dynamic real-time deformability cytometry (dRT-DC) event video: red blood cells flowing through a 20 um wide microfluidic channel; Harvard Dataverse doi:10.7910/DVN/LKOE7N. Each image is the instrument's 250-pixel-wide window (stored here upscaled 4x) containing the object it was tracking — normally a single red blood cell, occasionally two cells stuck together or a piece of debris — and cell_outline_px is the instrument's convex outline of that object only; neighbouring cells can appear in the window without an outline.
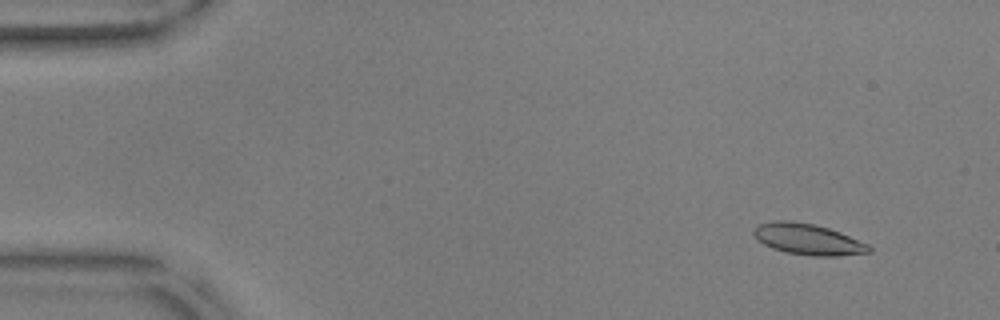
{"species": "common noctule bat (a hibernating species)", "species_latin": "Nyctalus noctula", "temperature_condition": "warm", "stored_images_in_passage": 56, "camera_frame_rate_fps": 3000, "um_per_image_px": 0.085, "animal": {"sex": "male", "body_mass_g": 17.9, "forearm_length_mm": 54.2}, "frame": {"image": 1, "passage_image": 5, "time_ms": 1.333, "image_size_px": [1000, 320], "cell_outline_px": [[872, 252], [836, 256], [812, 256], [784, 252], [772, 248], [756, 240], [752, 232], [760, 224], [772, 220], [792, 220], [812, 224], [828, 228], [840, 232], [868, 244], [872, 248]], "centroid_in_image_um": [68.66, 20.34], "position_along_channel_um": 16.3, "area_um2": 20.92}}
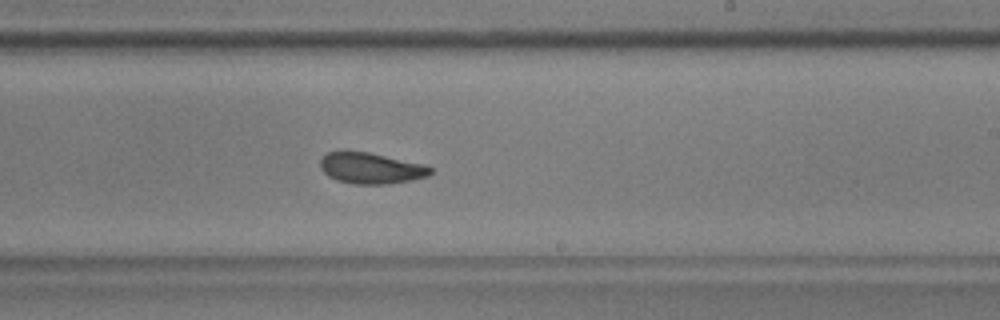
{"frame": {"image": 2, "passage_image": 34, "time_ms": 11.0, "image_size_px": [1000, 320], "cell_outline_px": [[432, 172], [428, 176], [412, 180], [388, 184], [352, 184], [336, 180], [328, 176], [320, 168], [320, 160], [328, 152], [340, 148], [344, 148], [368, 152], [424, 164], [432, 168]], "centroid_in_image_um": [31.47, 14.27], "position_along_channel_um": 257.5, "area_um2": 20.46}}
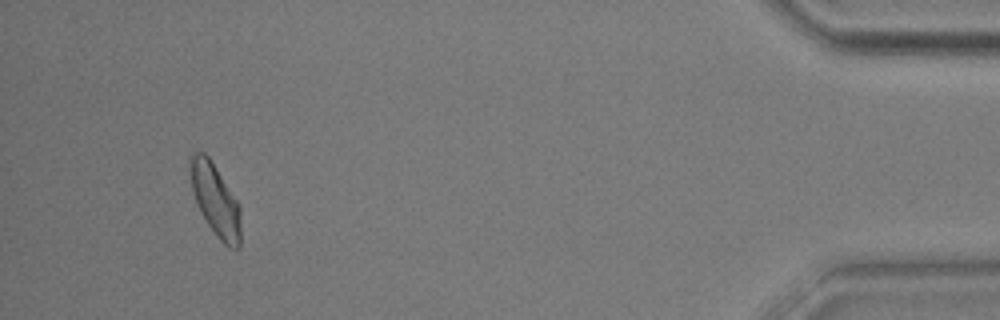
{"frame": {"image": 3, "passage_image": 53, "time_ms": 17.333, "image_size_px": [1000, 320], "cell_outline_px": [[240, 248], [228, 248], [216, 236], [200, 212], [196, 204], [192, 192], [188, 168], [188, 156], [192, 152], [204, 152], [208, 156], [240, 204]], "centroid_in_image_um": [18.27, 16.97], "position_along_channel_um": 416.9, "area_um2": 21.62}, "authors_computed_cell_mechanics": {"area_um2": 20.519, "velocity_mm_per_s": 3.5867, "shape_relaxation_time_tau1_ms": 4.4343, "shape_relaxation_time_tau2_ms": 2.5271, "deformation_change_tau1": 0.1463, "deformation_change_tau2": 0.0888}}